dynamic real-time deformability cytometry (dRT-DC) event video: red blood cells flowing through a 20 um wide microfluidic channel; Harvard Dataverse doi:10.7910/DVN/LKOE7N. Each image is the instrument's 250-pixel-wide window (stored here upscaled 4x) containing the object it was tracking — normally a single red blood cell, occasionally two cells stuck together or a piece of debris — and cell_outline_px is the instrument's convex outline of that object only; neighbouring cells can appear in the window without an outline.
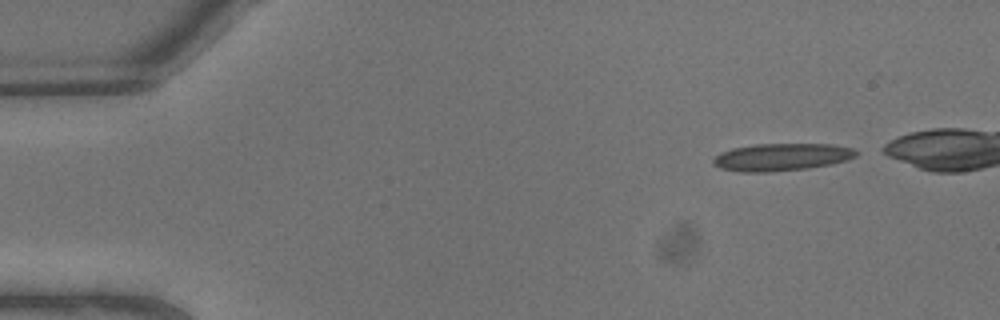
{"species": "common noctule bat (a hibernating species)", "species_latin": "Nyctalus noctula", "temperature_condition": "warm", "stored_images_in_passage": 5, "camera_frame_rate_fps": 3000, "um_per_image_px": 0.085, "animal": {"sex": "male", "body_mass_g": 13.3}, "frame": {"image": 1, "passage_image": 1, "time_ms": 0.0, "image_size_px": [1000, 320], "cell_outline_px": [[860, 152], [856, 156], [832, 164], [808, 168], [768, 172], [740, 172], [720, 168], [712, 164], [712, 160], [720, 152], [732, 148], [756, 144], [832, 144], [852, 148]], "centroid_in_image_um": [66.42, 13.35], "position_along_channel_um": 18.6, "area_um2": 22.89}}
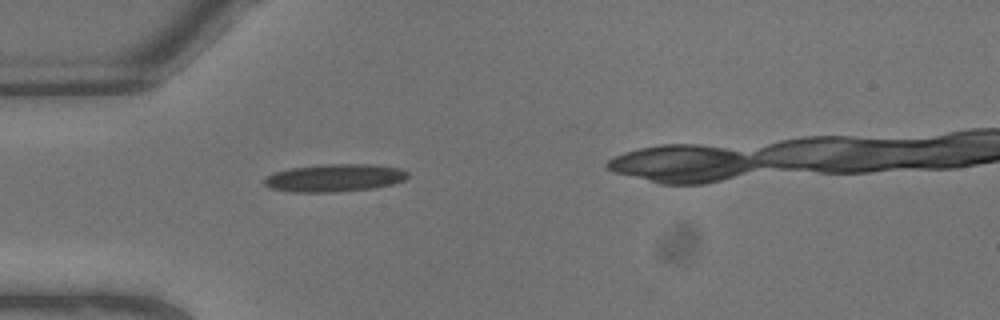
{"frame": {"image": 2, "passage_image": 5, "time_ms": 1.333, "image_size_px": [1000, 320], "cell_outline_px": [[408, 176], [404, 180], [392, 184], [372, 188], [336, 192], [292, 192], [272, 188], [264, 184], [264, 176], [272, 172], [288, 168], [320, 164], [376, 164], [400, 168], [408, 172]], "centroid_in_image_um": [28.41, 15.1], "position_along_channel_um": 56.6, "area_um2": 23.41}}